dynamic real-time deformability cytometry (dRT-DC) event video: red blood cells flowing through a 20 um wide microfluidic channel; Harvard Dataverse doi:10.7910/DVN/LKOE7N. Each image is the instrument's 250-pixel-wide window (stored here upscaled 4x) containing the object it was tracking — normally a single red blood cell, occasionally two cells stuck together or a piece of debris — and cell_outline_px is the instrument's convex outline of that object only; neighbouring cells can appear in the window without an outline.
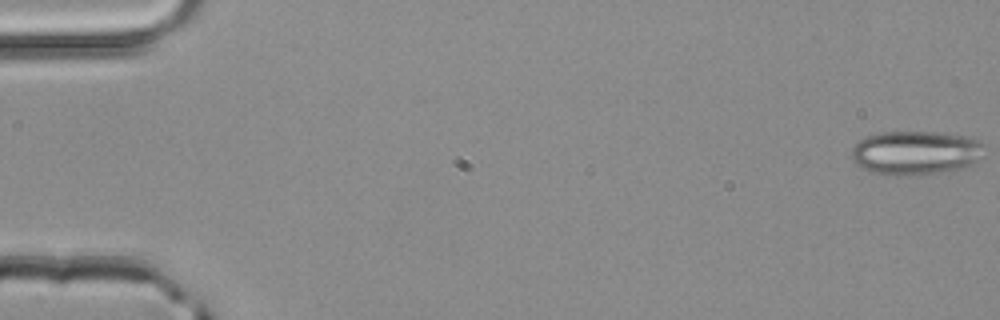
{"species": "common noctule bat (a hibernating species)", "species_latin": "Nyctalus noctula", "temperature_condition": "room temperature", "stored_images_in_passage": 3, "camera_frame_rate_fps": 3000, "um_per_image_px": 0.085, "animal": {"sex": "male", "body_mass_g": 20.4}, "frame": {"image": 1, "passage_image": 1, "time_ms": 0.0, "image_size_px": [1000, 320], "cell_outline_px": [[984, 144], [980, 160], [972, 164], [960, 168], [944, 172], [924, 176], [896, 176], [872, 172], [856, 164], [852, 160], [852, 148], [860, 140], [868, 136], [884, 132], [932, 132], [964, 136], [976, 140]], "centroid_in_image_um": [77.83, 13.01], "position_along_channel_um": 7.2, "area_um2": 34.1}}